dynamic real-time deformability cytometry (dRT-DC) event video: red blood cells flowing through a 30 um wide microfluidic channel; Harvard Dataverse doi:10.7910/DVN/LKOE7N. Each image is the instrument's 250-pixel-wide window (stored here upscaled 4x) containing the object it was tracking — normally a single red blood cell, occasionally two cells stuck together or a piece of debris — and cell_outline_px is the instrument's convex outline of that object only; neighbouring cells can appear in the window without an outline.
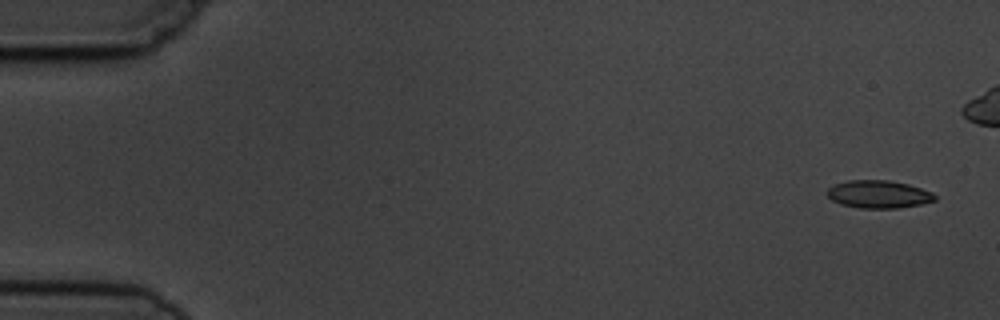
{"species": "common noctule bat (a hibernating species)", "species_latin": "Nyctalus noctula", "temperature_condition": "cold", "stored_images_in_passage": 6, "camera_frame_rate_fps": 3000, "um_per_image_px": 0.085, "animal": {"sex": "male", "body_mass_g": 19.5, "forearm_length_mm": 54.6}, "frame": {"image": 1, "passage_image": 1, "time_ms": 0.0, "image_size_px": [1000, 320], "cell_outline_px": [[936, 200], [920, 204], [900, 208], [860, 208], [840, 204], [832, 200], [828, 196], [828, 188], [836, 184], [848, 180], [888, 180], [908, 184], [932, 192], [936, 196]], "centroid_in_image_um": [74.69, 16.51], "position_along_channel_um": 10.3, "area_um2": 17.34}}